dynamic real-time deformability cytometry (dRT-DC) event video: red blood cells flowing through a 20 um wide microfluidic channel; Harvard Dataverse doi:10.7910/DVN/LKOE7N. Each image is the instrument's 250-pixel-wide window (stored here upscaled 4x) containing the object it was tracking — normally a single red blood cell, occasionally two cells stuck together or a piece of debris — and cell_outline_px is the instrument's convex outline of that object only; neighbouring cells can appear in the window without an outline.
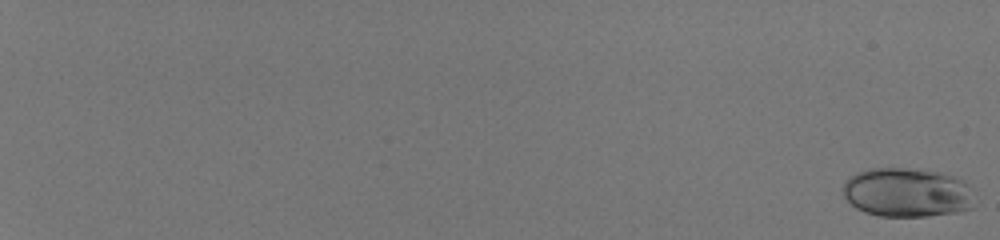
{"species": "human", "species_latin": "Homo sapiens", "temperature_condition": "room temperature", "stored_images_in_passage": 56, "camera_frame_rate_fps": 3000, "um_per_image_px": 0.085, "donor": {"sex": "male"}, "frame": {"image": 1, "passage_image": 1, "time_ms": 0.0, "image_size_px": [1000, 240], "cell_outline_px": [[972, 208], [956, 212], [928, 216], [880, 216], [864, 212], [856, 208], [844, 196], [844, 184], [848, 176], [856, 172], [872, 168], [916, 168], [940, 172], [956, 176], [964, 180], [972, 188]], "centroid_in_image_um": [77.12, 16.34], "position_along_channel_um": 7.9, "area_um2": 38.03}}
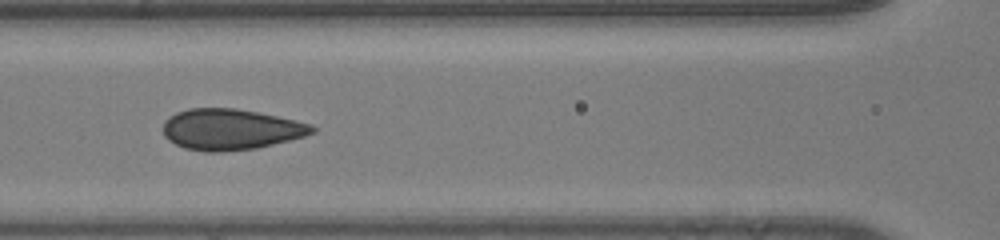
{"frame": {"image": 2, "passage_image": 32, "time_ms": 10.333, "image_size_px": [1000, 240], "cell_outline_px": [[316, 132], [304, 136], [256, 148], [220, 152], [204, 152], [184, 148], [168, 140], [164, 136], [164, 120], [168, 116], [176, 112], [188, 108], [236, 108], [296, 120], [312, 124], [316, 128]], "centroid_in_image_um": [19.58, 10.99], "position_along_channel_um": 147.0, "area_um2": 35.6}}
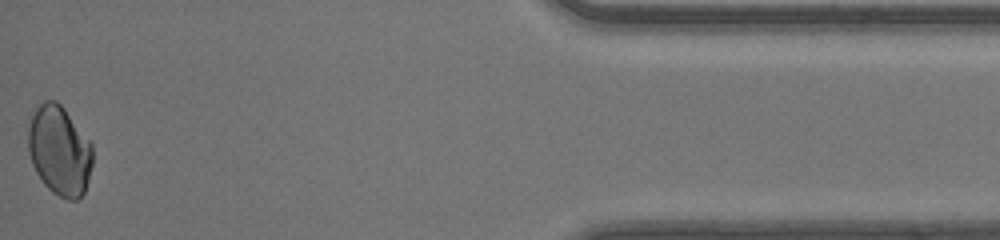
{"frame": {"image": 3, "passage_image": 56, "time_ms": 18.333, "image_size_px": [1000, 240], "cell_outline_px": [[92, 164], [88, 180], [84, 192], [76, 200], [68, 200], [52, 192], [44, 184], [36, 172], [32, 164], [28, 152], [28, 128], [32, 116], [36, 108], [44, 100], [56, 100], [64, 108], [92, 144]], "centroid_in_image_um": [5.04, 12.8], "position_along_channel_um": 430.2, "area_um2": 33.52}, "authors_computed_cell_mechanics": {"area_um2": 34.7378, "velocity_mm_per_s": 4.2052, "shape_relaxation_time_tau1_ms": 6.0487, "shape_relaxation_time_tau2_ms": null, "deformation_change_tau1": 0.1273, "deformation_change_tau2": null}}